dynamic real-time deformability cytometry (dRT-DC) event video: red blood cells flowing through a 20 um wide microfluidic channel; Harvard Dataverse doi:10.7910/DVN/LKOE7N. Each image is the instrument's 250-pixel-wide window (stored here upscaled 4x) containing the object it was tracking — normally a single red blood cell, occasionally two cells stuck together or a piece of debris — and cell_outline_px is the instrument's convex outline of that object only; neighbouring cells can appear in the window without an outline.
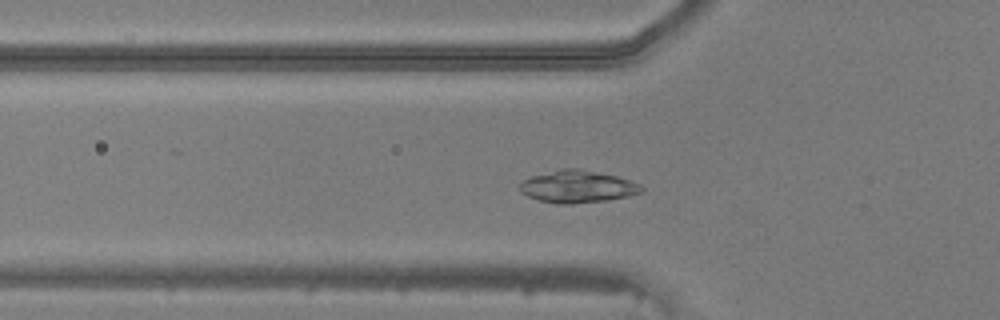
{"species": "common noctule bat (a hibernating species)", "species_latin": "Nyctalus noctula", "temperature_condition": "warm", "stored_images_in_passage": 37, "camera_frame_rate_fps": 3000, "um_per_image_px": 0.085, "animal": {"sex": "male", "body_mass_g": 20.5, "forearm_length_mm": 52.5}, "frame": {"image": 1, "passage_image": 6, "time_ms": 1.667, "image_size_px": [1000, 320], "cell_outline_px": [[644, 192], [628, 196], [608, 200], [572, 204], [556, 204], [540, 200], [528, 196], [520, 192], [520, 184], [524, 180], [532, 176], [560, 168], [580, 168], [616, 176], [640, 184], [644, 188]], "centroid_in_image_um": [49.1, 15.86], "position_along_channel_um": 76.7, "area_um2": 22.95}}
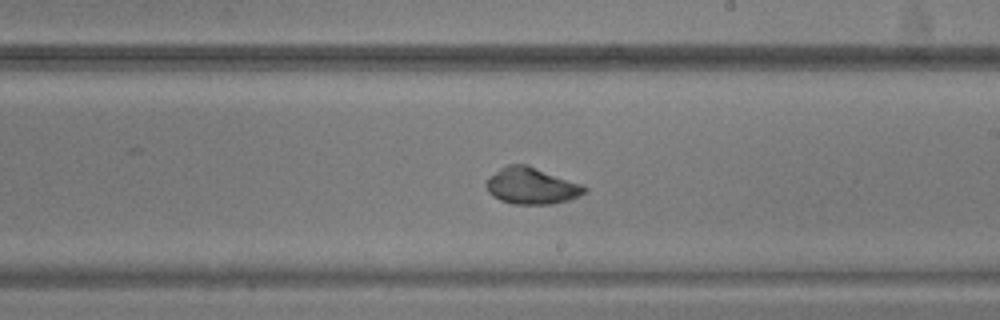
{"frame": {"image": 2, "passage_image": 18, "time_ms": 5.667, "image_size_px": [1000, 320], "cell_outline_px": [[588, 192], [580, 196], [568, 200], [552, 204], [512, 204], [500, 200], [492, 196], [488, 192], [484, 184], [488, 176], [500, 168], [508, 164], [528, 164], [584, 184], [588, 188]], "centroid_in_image_um": [45.2, 15.79], "position_along_channel_um": 243.8, "area_um2": 21.5}}
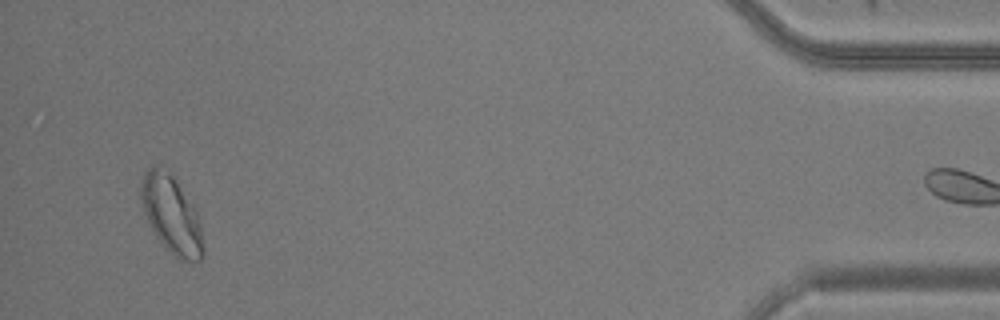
{"frame": {"image": 3, "passage_image": 36, "time_ms": 11.667, "image_size_px": [1000, 320], "cell_outline_px": [[204, 256], [200, 260], [184, 260], [176, 256], [164, 248], [156, 236], [144, 212], [140, 200], [140, 184], [144, 172], [152, 164], [156, 164], [176, 176], [196, 212], [200, 220], [204, 252]], "centroid_in_image_um": [14.56, 18.18], "position_along_channel_um": 420.6, "area_um2": 28.38}}